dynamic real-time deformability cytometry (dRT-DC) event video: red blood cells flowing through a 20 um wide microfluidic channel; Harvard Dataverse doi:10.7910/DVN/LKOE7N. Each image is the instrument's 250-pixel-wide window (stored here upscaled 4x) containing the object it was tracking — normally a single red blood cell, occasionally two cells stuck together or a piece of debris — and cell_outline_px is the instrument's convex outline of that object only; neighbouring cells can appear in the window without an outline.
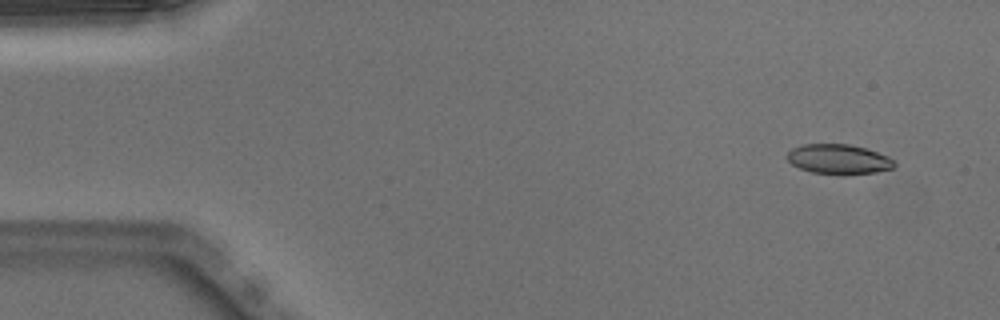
{"species": "Egyptian fruit bat (a non-hibernating species)", "species_latin": "Rousettus aegyptiacus", "temperature_condition": "warm", "stored_images_in_passage": 49, "camera_frame_rate_fps": 3000, "um_per_image_px": 0.085, "animal": {"sex": "male"}, "frame": {"image": 1, "passage_image": 1, "time_ms": 0.0, "image_size_px": [1000, 320], "cell_outline_px": [[896, 164], [892, 168], [876, 172], [812, 172], [800, 168], [792, 164], [784, 156], [792, 148], [804, 144], [848, 144], [864, 148], [888, 156]], "centroid_in_image_um": [71.23, 13.49], "position_along_channel_um": 13.8, "area_um2": 17.86}}
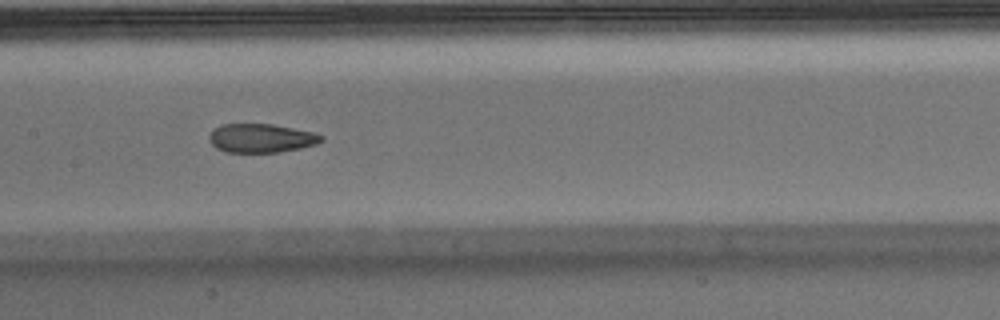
{"frame": {"image": 2, "passage_image": 22, "time_ms": 7.0, "image_size_px": [1000, 320], "cell_outline_px": [[324, 140], [316, 144], [300, 148], [280, 152], [224, 152], [216, 148], [208, 140], [208, 136], [212, 128], [220, 124], [272, 124], [316, 132], [324, 136]], "centroid_in_image_um": [22.19, 11.73], "position_along_channel_um": 185.2, "area_um2": 19.13}}
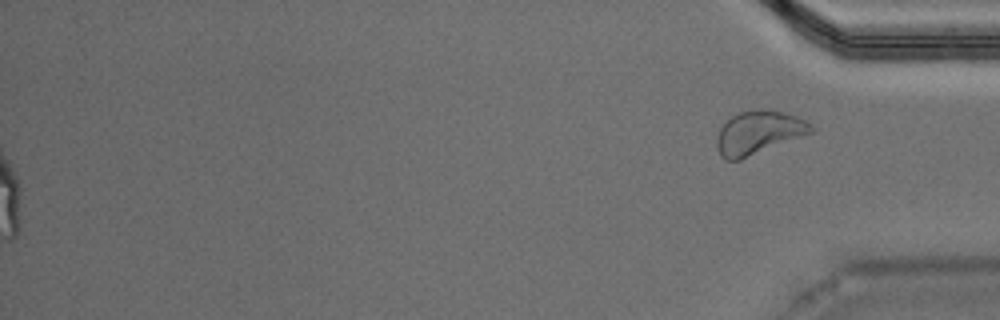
{"frame": {"image": 3, "passage_image": 49, "time_ms": 16.0, "image_size_px": [1000, 320], "cell_outline_px": [[816, 132], [740, 160], [724, 160], [720, 156], [716, 148], [716, 136], [720, 128], [732, 116], [740, 112], [752, 108], [760, 108], [788, 112], [812, 124], [816, 128]], "centroid_in_image_um": [64.51, 11.27], "position_along_channel_um": 370.7, "area_um2": 24.51}, "authors_computed_cell_mechanics": {"area_um2": 20.1722, "velocity_mm_per_s": 3.9943, "shape_relaxation_time_tau1_ms": null, "shape_relaxation_time_tau2_ms": 1.5945, "deformation_change_tau1": null, "deformation_change_tau2": 0.0784}}